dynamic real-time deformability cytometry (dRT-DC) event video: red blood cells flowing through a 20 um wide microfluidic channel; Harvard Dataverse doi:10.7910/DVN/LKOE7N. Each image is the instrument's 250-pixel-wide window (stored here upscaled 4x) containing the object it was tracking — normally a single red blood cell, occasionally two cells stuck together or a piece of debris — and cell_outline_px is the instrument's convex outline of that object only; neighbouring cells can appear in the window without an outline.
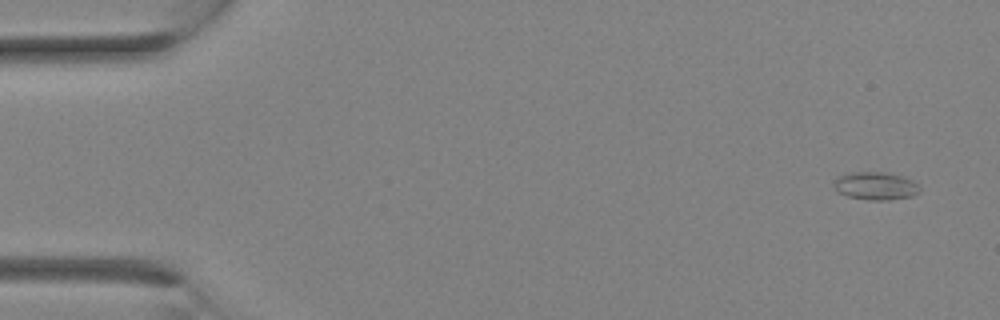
{"species": "Egyptian fruit bat (a non-hibernating species)", "species_latin": "Rousettus aegyptiacus", "temperature_condition": "room temperature", "stored_images_in_passage": 11, "camera_frame_rate_fps": 3000, "um_per_image_px": 0.085, "animal": {"sex": "female"}, "frame": {"image": 1, "passage_image": 2, "time_ms": 0.333, "image_size_px": [1000, 320], "cell_outline_px": [[920, 192], [912, 196], [888, 200], [868, 200], [848, 196], [840, 192], [832, 184], [836, 176], [852, 172], [888, 172], [912, 180], [920, 188]], "centroid_in_image_um": [74.41, 15.79], "position_along_channel_um": 10.6, "area_um2": 13.93}}
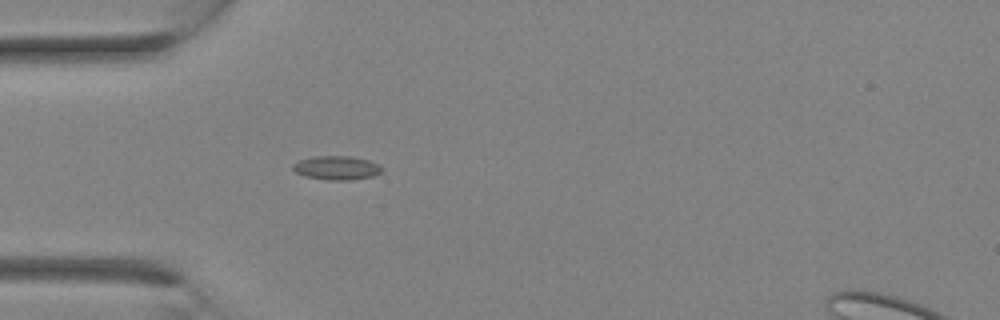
{"frame": {"image": 2, "passage_image": 9, "time_ms": 2.667, "image_size_px": [1000, 320], "cell_outline_px": [[384, 172], [372, 176], [348, 180], [328, 180], [304, 176], [296, 172], [292, 168], [292, 164], [300, 160], [312, 156], [352, 156], [368, 160], [380, 164], [384, 168]], "centroid_in_image_um": [28.65, 14.26], "position_along_channel_um": 56.4, "area_um2": 12.54}}